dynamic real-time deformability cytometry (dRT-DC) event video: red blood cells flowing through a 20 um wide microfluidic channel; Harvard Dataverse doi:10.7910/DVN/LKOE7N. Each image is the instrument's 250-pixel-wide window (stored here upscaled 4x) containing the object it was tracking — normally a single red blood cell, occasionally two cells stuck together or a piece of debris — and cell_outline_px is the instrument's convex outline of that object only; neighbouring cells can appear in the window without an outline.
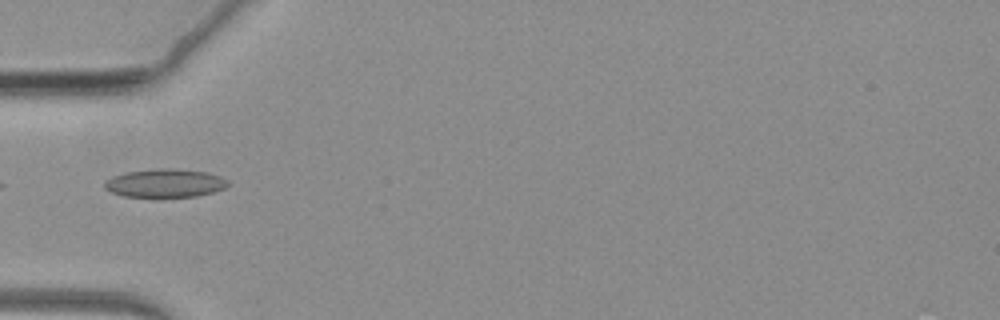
{"species": "common noctule bat (a hibernating species)", "species_latin": "Nyctalus noctula", "temperature_condition": "warm", "stored_images_in_passage": 6, "camera_frame_rate_fps": 3000, "um_per_image_px": 0.085, "animal": {"sex": "female", "body_mass_g": 19.3, "forearm_length_mm": 54.1}, "frame": {"image": 1, "passage_image": 1, "time_ms": 0.0, "image_size_px": [1000, 320], "cell_outline_px": [[228, 184], [224, 188], [212, 192], [196, 196], [124, 196], [112, 192], [104, 188], [104, 180], [112, 176], [124, 172], [164, 168], [168, 168], [208, 172], [220, 176], [228, 180]], "centroid_in_image_um": [14.0, 15.55], "position_along_channel_um": 71.0, "area_um2": 20.17}}
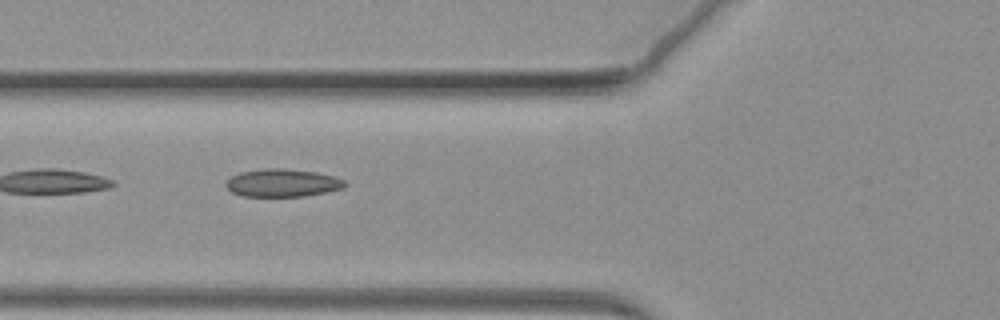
{"frame": {"image": 2, "passage_image": 4, "time_ms": 1.0, "image_size_px": [1000, 320], "cell_outline_px": [[348, 184], [344, 188], [304, 196], [240, 196], [232, 192], [224, 184], [232, 176], [240, 172], [264, 168], [280, 168], [316, 172], [332, 176], [344, 180]], "centroid_in_image_um": [24.0, 15.54], "position_along_channel_um": 101.8, "area_um2": 19.19}}
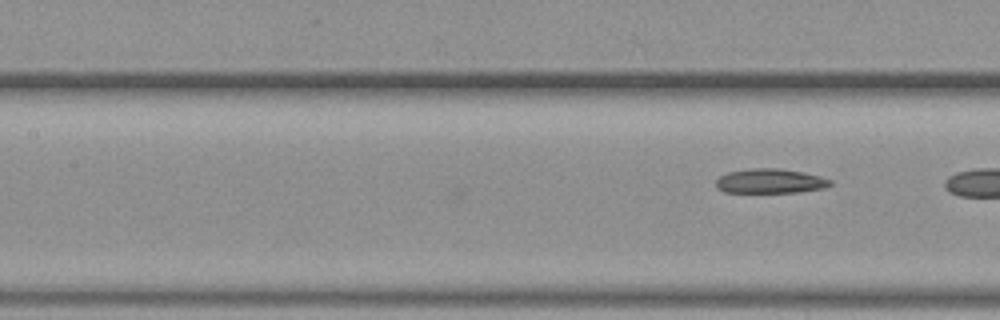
{"frame": {"image": 3, "passage_image": 6, "time_ms": 1.667, "image_size_px": [1000, 320], "cell_outline_px": [[832, 184], [824, 188], [800, 192], [724, 192], [716, 188], [716, 180], [720, 176], [728, 172], [752, 168], [780, 168], [820, 176], [832, 180]], "centroid_in_image_um": [65.46, 15.39], "position_along_channel_um": 141.9, "area_um2": 16.3}}